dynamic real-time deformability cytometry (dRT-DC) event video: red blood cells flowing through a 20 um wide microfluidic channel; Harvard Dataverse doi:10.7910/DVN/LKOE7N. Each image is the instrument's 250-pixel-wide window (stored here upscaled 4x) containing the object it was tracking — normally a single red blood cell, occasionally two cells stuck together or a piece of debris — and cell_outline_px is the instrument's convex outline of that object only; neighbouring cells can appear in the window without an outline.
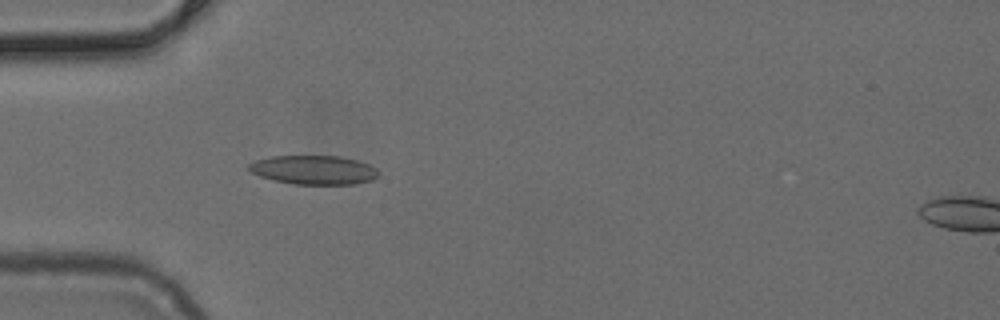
{"species": "common noctule bat (a hibernating species)", "species_latin": "Nyctalus noctula", "temperature_condition": "cold", "stored_images_in_passage": 43, "camera_frame_rate_fps": 3000, "um_per_image_px": 0.085, "animal": {"sex": "female", "body_mass_g": 24.6, "forearm_length_mm": 56.2}, "frame": {"image": 1, "passage_image": 8, "time_ms": 2.333, "image_size_px": [1000, 320], "cell_outline_px": [[380, 172], [372, 180], [352, 184], [296, 184], [276, 180], [260, 176], [252, 172], [248, 168], [248, 164], [256, 160], [272, 156], [340, 156], [356, 160], [368, 164], [376, 168]], "centroid_in_image_um": [26.68, 14.43], "position_along_channel_um": 58.3, "area_um2": 21.68}}
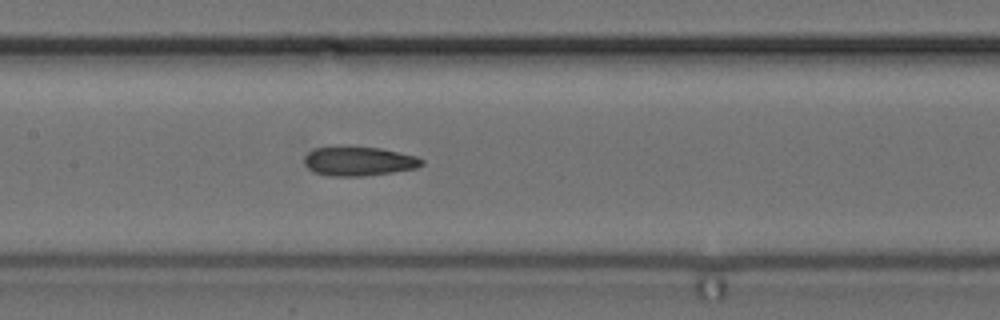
{"frame": {"image": 2, "passage_image": 17, "time_ms": 5.333, "image_size_px": [1000, 320], "cell_outline_px": [[424, 164], [416, 168], [392, 172], [364, 176], [328, 176], [316, 172], [308, 168], [304, 164], [304, 156], [308, 152], [316, 148], [336, 144], [340, 144], [380, 148], [416, 156], [424, 160]], "centroid_in_image_um": [30.45, 13.67], "position_along_channel_um": 176.9, "area_um2": 20.52}}
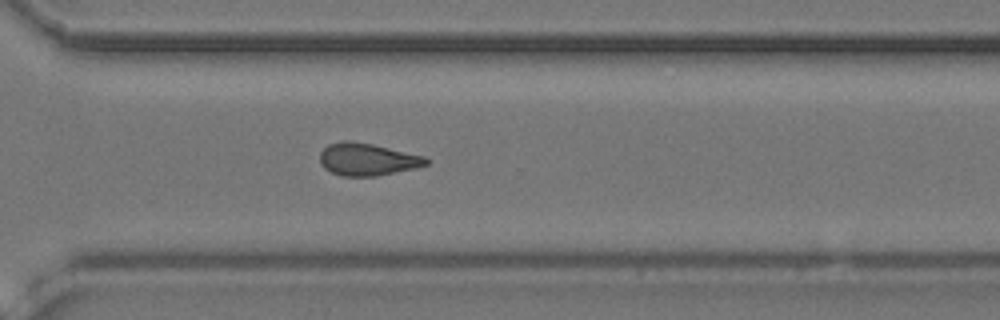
{"frame": {"image": 3, "passage_image": 29, "time_ms": 9.333, "image_size_px": [1000, 320], "cell_outline_px": [[432, 160], [428, 164], [416, 168], [376, 176], [340, 176], [324, 168], [320, 164], [320, 152], [328, 144], [340, 140], [352, 140], [372, 144], [424, 156]], "centroid_in_image_um": [31.22, 13.54], "position_along_channel_um": 339.4, "area_um2": 20.23}}